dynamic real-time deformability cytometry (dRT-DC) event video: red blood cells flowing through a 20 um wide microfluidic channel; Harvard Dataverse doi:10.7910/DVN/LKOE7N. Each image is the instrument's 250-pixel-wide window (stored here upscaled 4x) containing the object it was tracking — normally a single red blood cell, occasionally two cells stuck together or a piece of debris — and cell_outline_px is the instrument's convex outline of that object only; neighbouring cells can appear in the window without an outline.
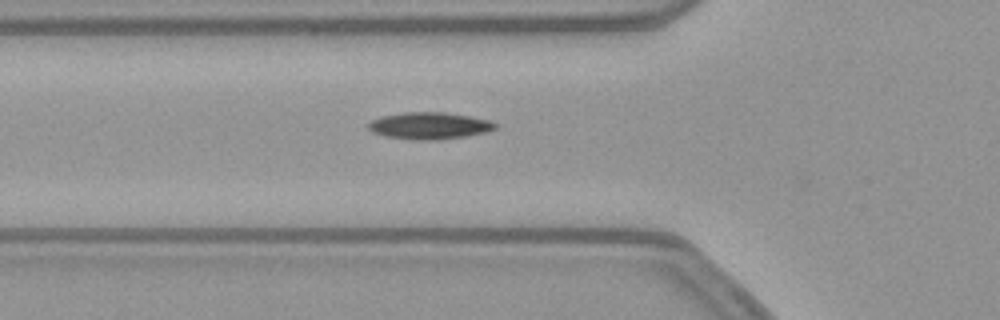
{"species": "common noctule bat (a hibernating species)", "species_latin": "Nyctalus noctula", "temperature_condition": "warm", "stored_images_in_passage": 35, "camera_frame_rate_fps": 3000, "um_per_image_px": 0.085, "animal": {"sex": "female", "body_mass_g": 21.9}, "frame": {"image": 1, "passage_image": 2, "time_ms": 0.333, "image_size_px": [1000, 320], "cell_outline_px": [[496, 128], [484, 132], [464, 136], [428, 140], [420, 140], [388, 136], [372, 132], [368, 128], [368, 124], [372, 120], [380, 116], [404, 112], [440, 112], [468, 116], [492, 120], [496, 124]], "centroid_in_image_um": [36.48, 10.67], "position_along_channel_um": 89.3, "area_um2": 19.48}}
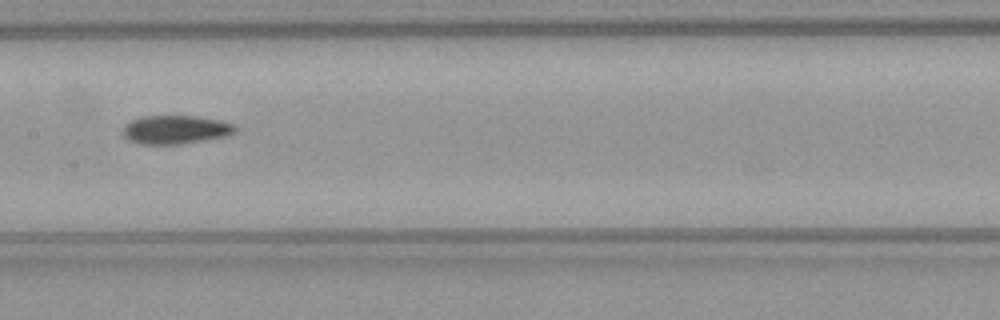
{"frame": {"image": 2, "passage_image": 10, "time_ms": 3.0, "image_size_px": [1000, 320], "cell_outline_px": [[236, 132], [228, 136], [180, 144], [144, 144], [128, 140], [124, 136], [124, 124], [140, 116], [196, 116], [220, 120], [236, 124]], "centroid_in_image_um": [14.96, 11.01], "position_along_channel_um": 192.4, "area_um2": 18.79}}
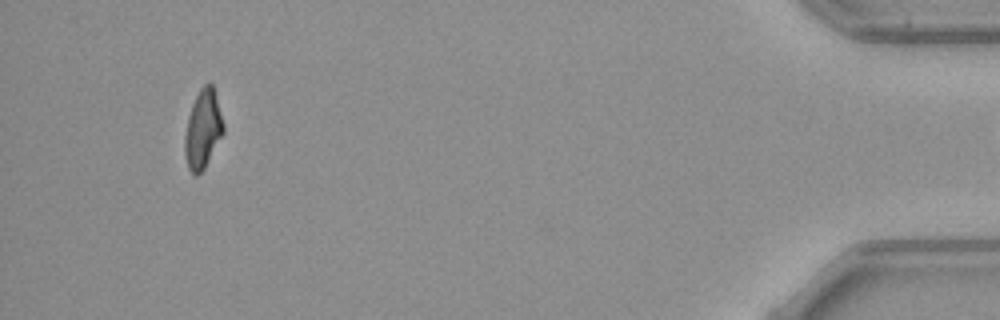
{"frame": {"image": 3, "passage_image": 34, "time_ms": 11.0, "image_size_px": [1000, 320], "cell_outline_px": [[224, 132], [204, 168], [196, 176], [188, 168], [184, 152], [184, 136], [188, 116], [192, 104], [200, 88], [204, 84], [212, 84], [216, 96], [224, 124]], "centroid_in_image_um": [17.23, 10.98], "position_along_channel_um": 418.0, "area_um2": 17.51}}